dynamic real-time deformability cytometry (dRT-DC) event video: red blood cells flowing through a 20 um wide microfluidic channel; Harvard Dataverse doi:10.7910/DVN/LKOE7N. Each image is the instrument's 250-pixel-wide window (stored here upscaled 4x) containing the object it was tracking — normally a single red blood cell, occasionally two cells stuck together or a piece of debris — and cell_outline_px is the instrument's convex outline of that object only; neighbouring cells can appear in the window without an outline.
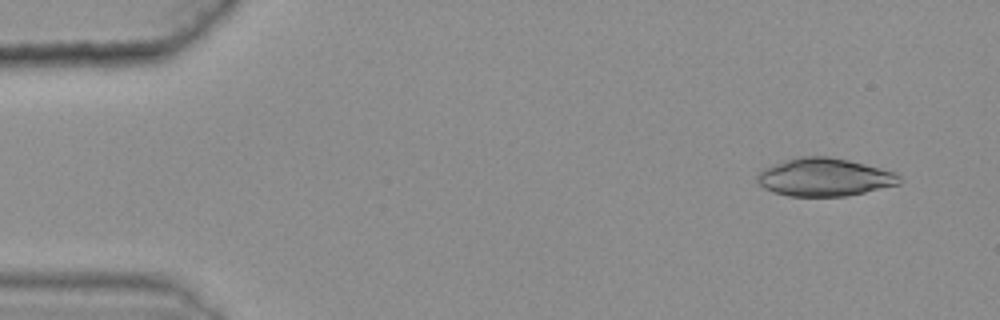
{"species": "common noctule bat (a hibernating species)", "species_latin": "Nyctalus noctula", "temperature_condition": "warm", "stored_images_in_passage": 48, "camera_frame_rate_fps": 3000, "um_per_image_px": 0.085, "animal": {"sex": "female", "body_mass_g": 25.1}, "frame": {"image": 1, "passage_image": 4, "time_ms": 1.0, "image_size_px": [1000, 320], "cell_outline_px": [[900, 184], [848, 196], [788, 196], [772, 192], [764, 188], [756, 180], [756, 176], [764, 168], [800, 156], [828, 156], [848, 160], [896, 172], [900, 176]], "centroid_in_image_um": [70.09, 15.07], "position_along_channel_um": 14.9, "area_um2": 31.33}}
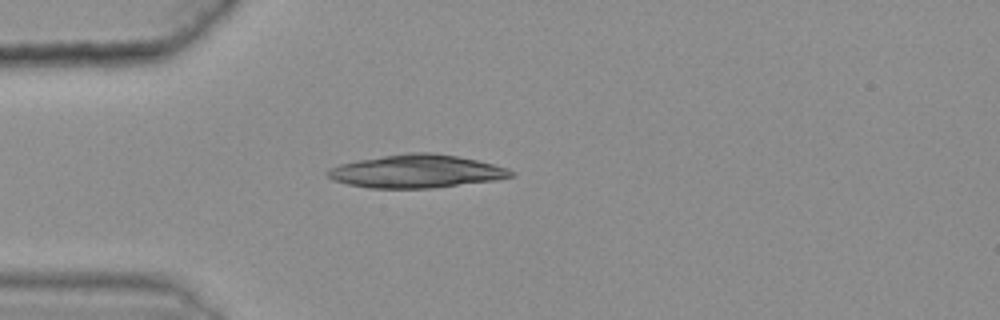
{"frame": {"image": 2, "passage_image": 15, "time_ms": 4.667, "image_size_px": [1000, 320], "cell_outline_px": [[512, 176], [496, 180], [432, 188], [368, 188], [348, 184], [332, 180], [328, 176], [328, 172], [332, 168], [340, 164], [360, 160], [408, 152], [432, 152], [456, 156], [476, 160], [508, 168], [512, 172]], "centroid_in_image_um": [35.4, 14.57], "position_along_channel_um": 49.6, "area_um2": 34.91}}